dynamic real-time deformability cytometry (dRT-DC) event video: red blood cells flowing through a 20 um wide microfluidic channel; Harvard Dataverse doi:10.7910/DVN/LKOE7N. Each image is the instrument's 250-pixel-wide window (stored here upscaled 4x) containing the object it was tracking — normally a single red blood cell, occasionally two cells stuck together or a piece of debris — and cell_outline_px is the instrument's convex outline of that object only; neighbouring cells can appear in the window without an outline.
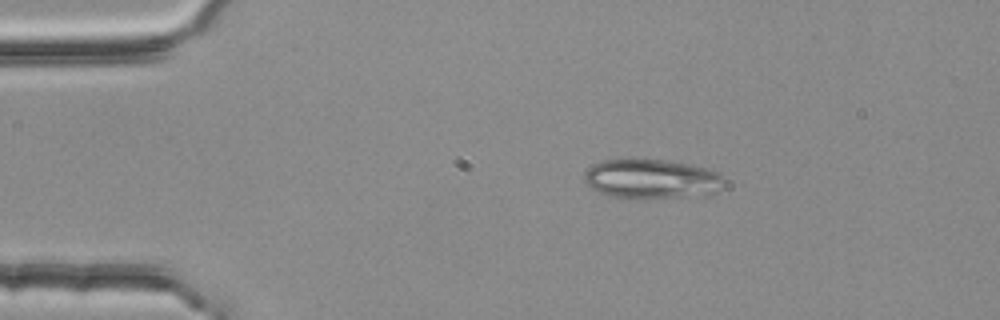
{"species": "common noctule bat (a hibernating species)", "species_latin": "Nyctalus noctula", "temperature_condition": "room temperature", "stored_images_in_passage": 4, "camera_frame_rate_fps": 3000, "um_per_image_px": 0.085, "animal": {"sex": "female", "body_mass_g": 25.1}, "frame": {"image": 1, "passage_image": 2, "time_ms": 0.333, "image_size_px": [1000, 320], "cell_outline_px": [[724, 188], [716, 192], [704, 196], [608, 196], [592, 188], [584, 180], [584, 172], [588, 168], [604, 160], [632, 156], [664, 160], [692, 164], [720, 172], [724, 176]], "centroid_in_image_um": [55.44, 15.14], "position_along_channel_um": 29.6, "area_um2": 32.43}}